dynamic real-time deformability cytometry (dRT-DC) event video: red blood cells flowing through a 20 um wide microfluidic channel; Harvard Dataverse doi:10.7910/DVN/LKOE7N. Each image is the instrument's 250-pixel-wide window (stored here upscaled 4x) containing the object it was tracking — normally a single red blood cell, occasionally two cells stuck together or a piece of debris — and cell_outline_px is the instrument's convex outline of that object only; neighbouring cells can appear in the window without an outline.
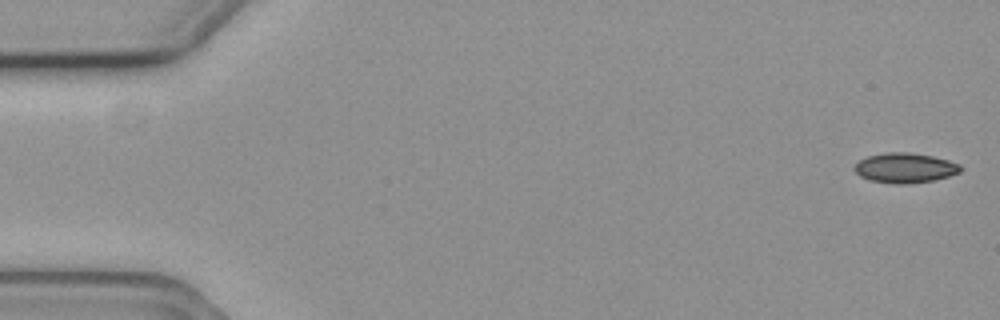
{"species": "common noctule bat (a hibernating species)", "species_latin": "Nyctalus noctula", "temperature_condition": "cold", "stored_images_in_passage": 4, "segment_of_instrument_passage": [2, 2], "camera_frame_rate_fps": 3000, "um_per_image_px": 0.085, "animal": {"sex": "female", "body_mass_g": 19.3, "forearm_length_mm": 54.1}, "frame": {"image": 1, "passage_image": 4, "time_ms": 1.0, "image_size_px": [1000, 320], "cell_outline_px": [[960, 172], [948, 176], [932, 180], [908, 184], [896, 184], [868, 180], [860, 176], [852, 168], [860, 160], [868, 156], [884, 152], [908, 152], [932, 156], [948, 160], [960, 164]], "centroid_in_image_um": [76.89, 14.27], "position_along_channel_um": 8.1, "area_um2": 18.44}}